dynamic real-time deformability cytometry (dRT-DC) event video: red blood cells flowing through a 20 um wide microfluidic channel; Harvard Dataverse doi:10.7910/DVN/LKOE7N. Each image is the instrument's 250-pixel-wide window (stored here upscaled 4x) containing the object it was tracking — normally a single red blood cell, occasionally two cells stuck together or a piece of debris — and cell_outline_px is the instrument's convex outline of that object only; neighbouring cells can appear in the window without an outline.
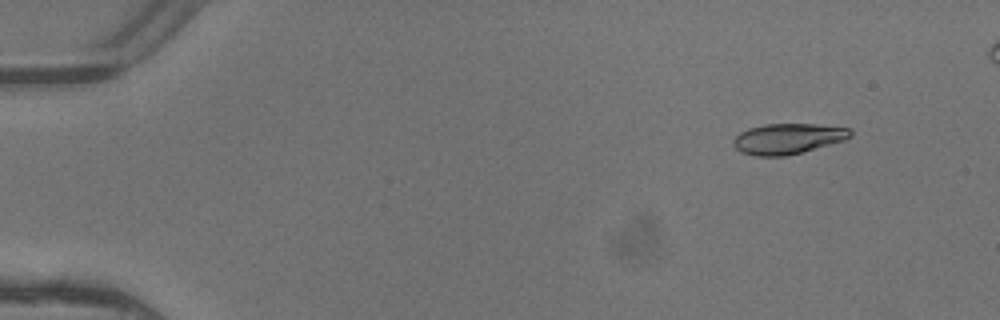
{"species": "common noctule bat (a hibernating species)", "species_latin": "Nyctalus noctula", "temperature_condition": "warm", "stored_images_in_passage": 4, "camera_frame_rate_fps": 3000, "um_per_image_px": 0.085, "animal": {"sex": "female"}, "frame": {"image": 1, "passage_image": 1, "time_ms": 0.0, "image_size_px": [1000, 320], "cell_outline_px": [[852, 136], [844, 140], [800, 152], [784, 156], [756, 156], [740, 152], [732, 144], [732, 140], [740, 132], [748, 128], [764, 124], [816, 124], [852, 128]], "centroid_in_image_um": [66.95, 11.78], "position_along_channel_um": 18.1, "area_um2": 20.81}}